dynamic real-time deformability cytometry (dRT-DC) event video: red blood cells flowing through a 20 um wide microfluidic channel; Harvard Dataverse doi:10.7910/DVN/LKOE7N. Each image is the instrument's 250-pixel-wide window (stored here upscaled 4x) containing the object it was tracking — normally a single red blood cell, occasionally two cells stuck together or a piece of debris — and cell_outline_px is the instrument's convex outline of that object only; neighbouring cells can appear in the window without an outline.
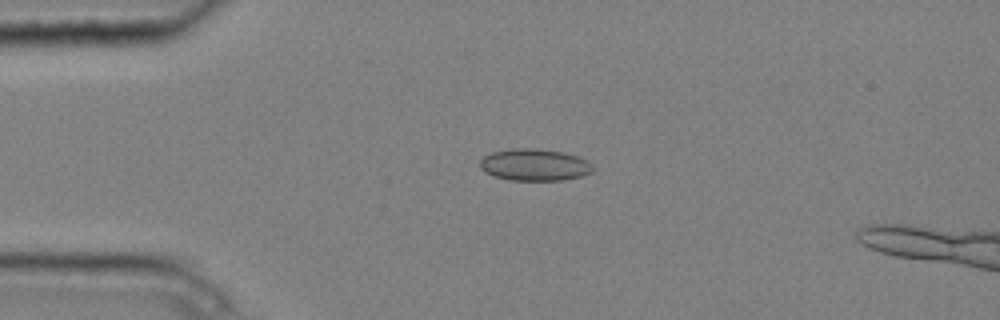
{"species": "common noctule bat (a hibernating species)", "species_latin": "Nyctalus noctula", "temperature_condition": "cold", "stored_images_in_passage": 5, "camera_frame_rate_fps": 3000, "um_per_image_px": 0.085, "animal": {"sex": "male", "body_mass_g": 20.4}, "frame": {"image": 1, "passage_image": 3, "time_ms": 0.667, "image_size_px": [1000, 320], "cell_outline_px": [[596, 168], [592, 172], [580, 176], [564, 180], [508, 180], [492, 176], [484, 172], [480, 168], [480, 160], [484, 156], [492, 152], [512, 148], [536, 148], [564, 152], [588, 160]], "centroid_in_image_um": [45.43, 14.01], "position_along_channel_um": 39.6, "area_um2": 21.27}}
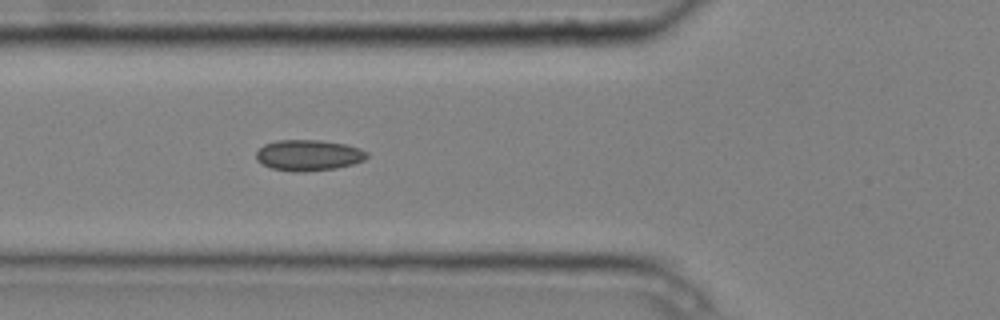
{"frame": {"image": 2, "passage_image": 5, "time_ms": 1.333, "image_size_px": [1000, 320], "cell_outline_px": [[368, 156], [364, 160], [352, 164], [336, 168], [304, 172], [292, 172], [272, 168], [256, 160], [256, 152], [264, 144], [276, 140], [320, 140], [348, 144], [360, 148], [368, 152]], "centroid_in_image_um": [26.24, 13.19], "position_along_channel_um": 99.6, "area_um2": 20.11}}